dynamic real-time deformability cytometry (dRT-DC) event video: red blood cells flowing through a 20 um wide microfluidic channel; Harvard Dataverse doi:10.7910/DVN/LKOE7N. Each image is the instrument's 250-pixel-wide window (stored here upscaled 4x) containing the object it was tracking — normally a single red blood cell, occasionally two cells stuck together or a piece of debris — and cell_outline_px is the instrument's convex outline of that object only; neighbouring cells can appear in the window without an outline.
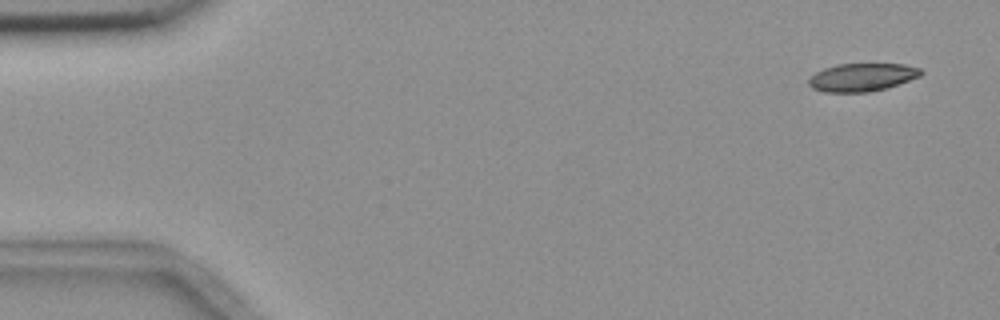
{"species": "common noctule bat (a hibernating species)", "species_latin": "Nyctalus noctula", "temperature_condition": "room temperature", "stored_images_in_passage": 6, "camera_frame_rate_fps": 3000, "um_per_image_px": 0.085, "animal": {"sex": "female", "body_mass_g": 18.4}, "frame": {"image": 1, "passage_image": 1, "time_ms": 0.0, "image_size_px": [1000, 320], "cell_outline_px": [[924, 72], [920, 76], [884, 88], [868, 92], [824, 92], [812, 88], [808, 84], [808, 80], [816, 72], [824, 68], [836, 64], [904, 64], [920, 68]], "centroid_in_image_um": [73.25, 6.56], "position_along_channel_um": 11.8, "area_um2": 18.15}}
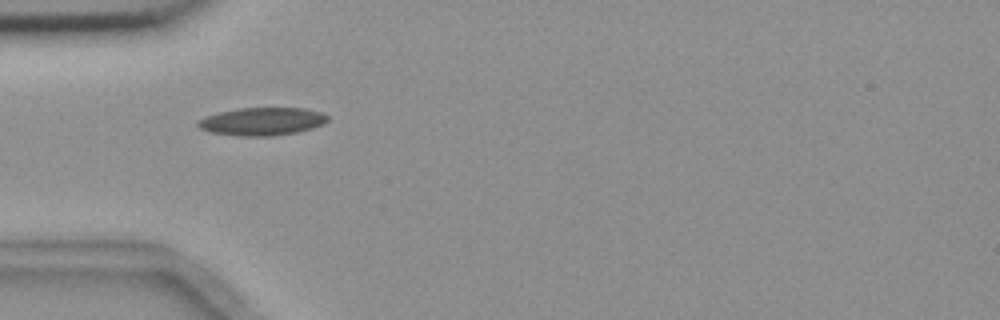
{"frame": {"image": 2, "passage_image": 5, "time_ms": 4.667, "image_size_px": [1000, 320], "cell_outline_px": [[328, 120], [324, 124], [312, 128], [296, 132], [272, 136], [236, 136], [208, 132], [200, 128], [196, 124], [196, 120], [204, 116], [220, 112], [240, 108], [304, 108], [320, 112], [328, 116]], "centroid_in_image_um": [22.23, 10.33], "position_along_channel_um": 62.8, "area_um2": 21.21}}